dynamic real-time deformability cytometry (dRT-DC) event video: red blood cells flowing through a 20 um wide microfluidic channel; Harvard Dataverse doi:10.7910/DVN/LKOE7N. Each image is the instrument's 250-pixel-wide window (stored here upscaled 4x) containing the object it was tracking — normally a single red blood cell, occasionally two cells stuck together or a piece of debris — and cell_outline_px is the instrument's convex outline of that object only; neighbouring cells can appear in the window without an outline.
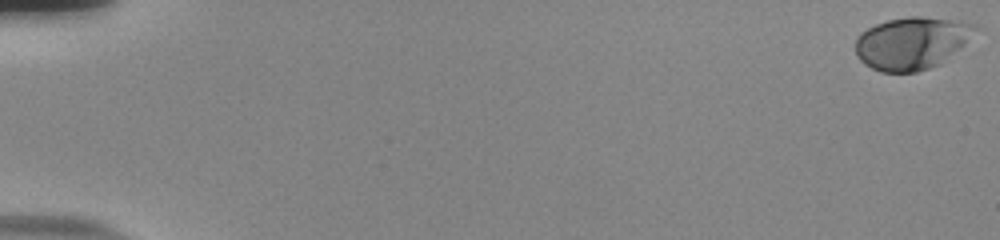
{"species": "human", "species_latin": "Homo sapiens", "temperature_condition": "room temperature", "stored_images_in_passage": 55, "camera_frame_rate_fps": 3000, "um_per_image_px": 0.085, "donor": {"sex": "male"}, "frame": {"image": 1, "passage_image": 1, "time_ms": 0.0, "image_size_px": [1000, 240], "cell_outline_px": [[980, 28], [964, 44], [940, 64], [916, 72], [880, 72], [864, 64], [856, 56], [856, 36], [860, 32], [876, 24], [888, 20], [908, 16], [920, 16], [960, 20], [976, 24]], "centroid_in_image_um": [77.5, 3.64], "position_along_channel_um": 7.5, "area_um2": 36.76}}
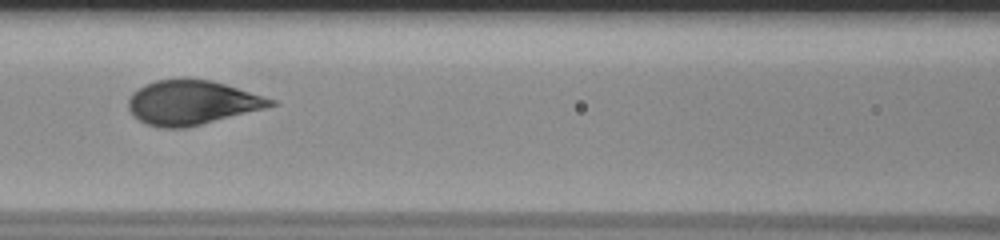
{"frame": {"image": 2, "passage_image": 27, "time_ms": 8.667, "image_size_px": [1000, 240], "cell_outline_px": [[280, 104], [184, 128], [160, 128], [148, 124], [132, 116], [128, 108], [128, 100], [132, 92], [144, 84], [156, 80], [212, 80], [276, 100]], "centroid_in_image_um": [16.28, 8.72], "position_along_channel_um": 150.3, "area_um2": 36.24}}
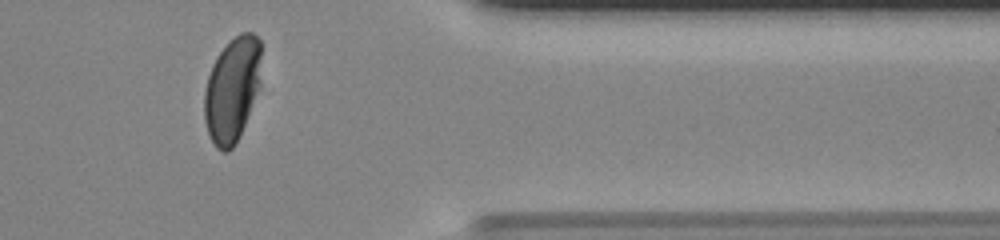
{"frame": {"image": 3, "passage_image": 47, "time_ms": 15.333, "image_size_px": [1000, 240], "cell_outline_px": [[260, 88], [236, 144], [228, 152], [224, 152], [216, 148], [208, 132], [204, 120], [204, 92], [208, 76], [212, 64], [216, 56], [240, 32], [252, 32], [260, 40]], "centroid_in_image_um": [19.73, 7.63], "position_along_channel_um": 391.7, "area_um2": 34.8}, "authors_computed_cell_mechanics": {"area_um2": 36.2984, "velocity_mm_per_s": 3.8225, "shape_relaxation_time_tau1_ms": 2.8959, "shape_relaxation_time_tau2_ms": null, "deformation_change_tau1": 0.1659, "deformation_change_tau2": null}}